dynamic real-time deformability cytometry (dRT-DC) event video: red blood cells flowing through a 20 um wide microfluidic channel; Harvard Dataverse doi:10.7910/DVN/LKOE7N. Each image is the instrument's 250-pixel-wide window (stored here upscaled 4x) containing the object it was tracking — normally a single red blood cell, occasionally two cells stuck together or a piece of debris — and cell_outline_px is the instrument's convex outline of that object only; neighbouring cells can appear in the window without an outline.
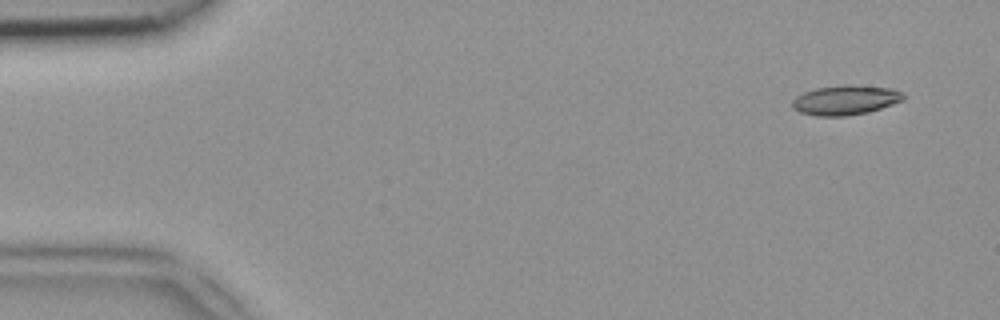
{"species": "common noctule bat (a hibernating species)", "species_latin": "Nyctalus noctula", "temperature_condition": "room temperature", "stored_images_in_passage": 48, "camera_frame_rate_fps": 3000, "um_per_image_px": 0.085, "animal": {"sex": "female", "body_mass_g": 18.4}, "frame": {"image": 1, "passage_image": 3, "time_ms": 0.667, "image_size_px": [1000, 320], "cell_outline_px": [[904, 100], [868, 112], [844, 116], [816, 116], [800, 112], [792, 108], [792, 100], [796, 96], [804, 92], [816, 88], [848, 84], [892, 88], [904, 92]], "centroid_in_image_um": [71.86, 8.5], "position_along_channel_um": 13.1, "area_um2": 19.25}}
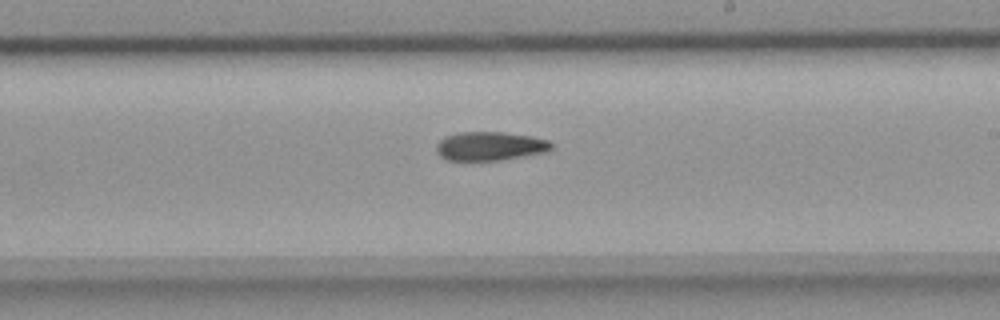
{"frame": {"image": 2, "passage_image": 28, "time_ms": 9.0, "image_size_px": [1000, 320], "cell_outline_px": [[552, 148], [548, 152], [500, 160], [444, 160], [436, 152], [436, 144], [444, 136], [460, 132], [504, 132], [532, 136], [548, 140], [552, 144]], "centroid_in_image_um": [41.64, 12.42], "position_along_channel_um": 247.4, "area_um2": 19.48}}
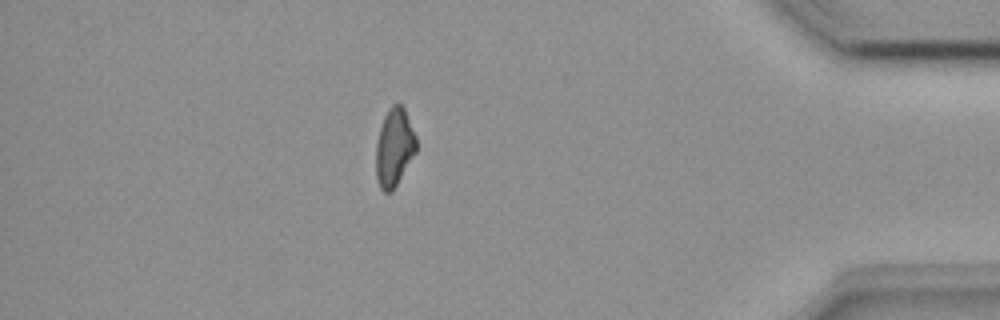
{"frame": {"image": 3, "passage_image": 42, "time_ms": 13.667, "image_size_px": [1000, 320], "cell_outline_px": [[416, 152], [392, 192], [384, 192], [380, 188], [376, 180], [376, 144], [380, 128], [384, 116], [388, 108], [392, 104], [400, 104], [404, 108], [416, 136]], "centroid_in_image_um": [33.5, 12.54], "position_along_channel_um": 401.7, "area_um2": 18.32}}